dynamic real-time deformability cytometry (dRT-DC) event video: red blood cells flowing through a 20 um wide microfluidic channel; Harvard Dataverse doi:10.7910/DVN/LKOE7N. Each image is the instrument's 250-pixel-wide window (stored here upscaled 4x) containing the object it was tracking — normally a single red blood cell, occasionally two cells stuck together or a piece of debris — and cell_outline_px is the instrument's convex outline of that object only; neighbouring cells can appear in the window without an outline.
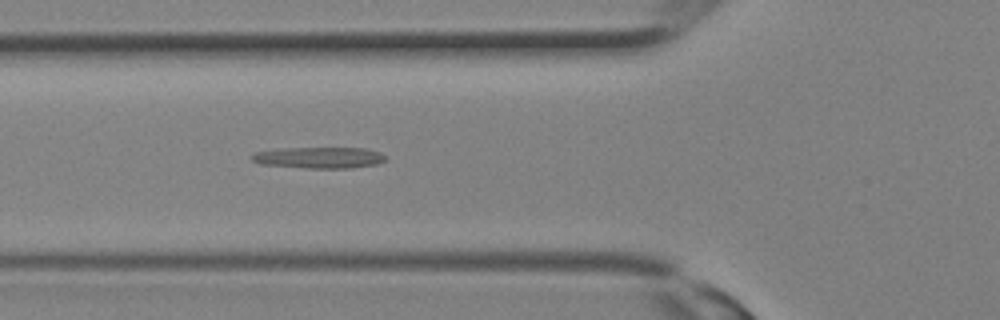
{"species": "Egyptian fruit bat (a non-hibernating species)", "species_latin": "Rousettus aegyptiacus", "temperature_condition": "room temperature", "stored_images_in_passage": 6, "camera_frame_rate_fps": 3000, "um_per_image_px": 0.085, "animal": {"sex": "female"}, "frame": {"image": 1, "passage_image": 6, "time_ms": 1.667, "image_size_px": [1000, 320], "cell_outline_px": [[384, 160], [376, 164], [352, 168], [304, 168], [260, 164], [252, 160], [248, 156], [256, 152], [284, 148], [364, 148], [380, 152], [384, 156]], "centroid_in_image_um": [27.09, 13.4], "position_along_channel_um": 98.7, "area_um2": 16.53}}